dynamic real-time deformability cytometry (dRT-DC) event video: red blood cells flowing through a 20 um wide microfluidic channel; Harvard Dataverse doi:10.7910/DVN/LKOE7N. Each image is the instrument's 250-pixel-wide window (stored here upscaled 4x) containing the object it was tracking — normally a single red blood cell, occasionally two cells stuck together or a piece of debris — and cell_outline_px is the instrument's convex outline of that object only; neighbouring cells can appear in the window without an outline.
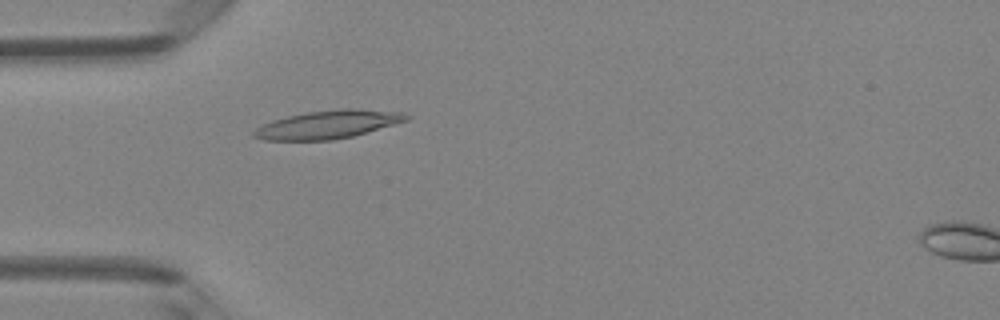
{"species": "Egyptian fruit bat (a non-hibernating species)", "species_latin": "Rousettus aegyptiacus", "temperature_condition": "room temperature", "stored_images_in_passage": 5, "camera_frame_rate_fps": 3000, "um_per_image_px": 0.085, "animal": {"sex": "female"}, "frame": {"image": 1, "passage_image": 4, "time_ms": 1.0, "image_size_px": [1000, 320], "cell_outline_px": [[412, 116], [408, 120], [352, 136], [332, 140], [264, 140], [252, 136], [252, 132], [256, 128], [272, 120], [288, 116], [308, 112], [340, 108], [352, 108], [404, 112]], "centroid_in_image_um": [27.89, 10.57], "position_along_channel_um": 57.1, "area_um2": 24.97}}